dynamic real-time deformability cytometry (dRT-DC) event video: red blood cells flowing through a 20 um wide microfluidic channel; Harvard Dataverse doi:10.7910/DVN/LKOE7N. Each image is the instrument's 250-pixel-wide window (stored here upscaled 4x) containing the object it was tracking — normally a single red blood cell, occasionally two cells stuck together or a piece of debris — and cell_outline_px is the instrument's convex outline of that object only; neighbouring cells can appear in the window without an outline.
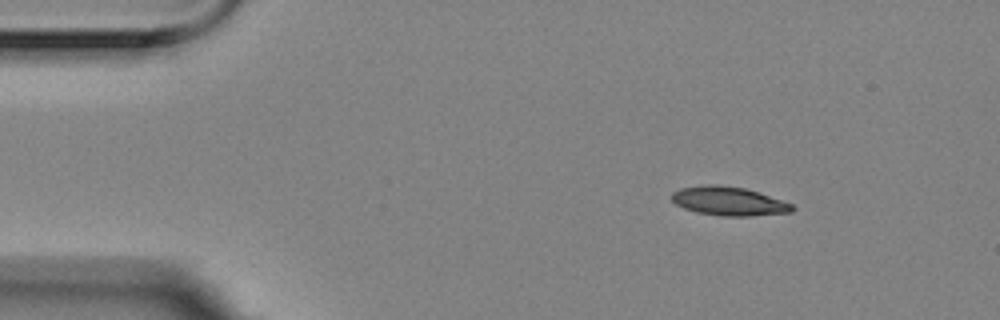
{"species": "Egyptian fruit bat (a non-hibernating species)", "species_latin": "Rousettus aegyptiacus", "temperature_condition": "room temperature", "stored_images_in_passage": 4, "camera_frame_rate_fps": 3000, "um_per_image_px": 0.085, "animal": {"sex": "female"}, "frame": {"image": 1, "passage_image": 2, "time_ms": 0.333, "image_size_px": [1000, 320], "cell_outline_px": [[796, 208], [792, 212], [752, 216], [724, 216], [696, 212], [684, 208], [676, 204], [672, 200], [672, 192], [680, 188], [708, 184], [716, 184], [744, 188], [760, 192], [792, 204]], "centroid_in_image_um": [61.96, 17.1], "position_along_channel_um": 23.0, "area_um2": 20.29}}